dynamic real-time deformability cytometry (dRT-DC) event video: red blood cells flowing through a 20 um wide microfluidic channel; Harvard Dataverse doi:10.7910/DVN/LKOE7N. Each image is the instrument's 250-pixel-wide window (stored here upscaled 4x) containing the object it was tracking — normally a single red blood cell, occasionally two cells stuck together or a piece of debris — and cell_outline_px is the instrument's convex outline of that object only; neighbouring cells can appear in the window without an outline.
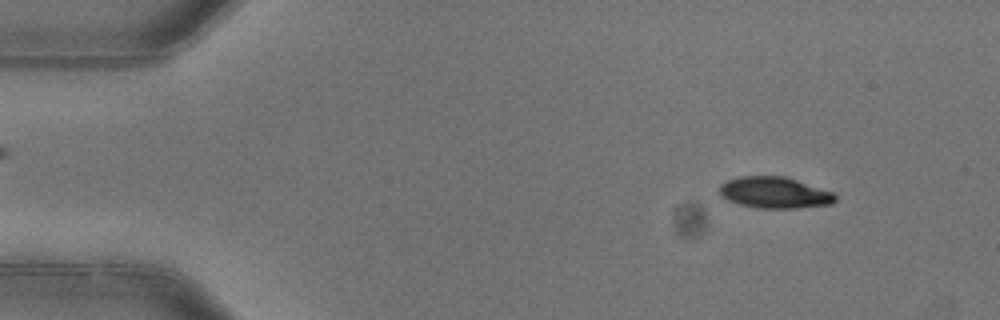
{"species": "common noctule bat (a hibernating species)", "species_latin": "Nyctalus noctula", "temperature_condition": "warm", "stored_images_in_passage": 2, "camera_frame_rate_fps": 3000, "um_per_image_px": 0.085, "animal": {"sex": "female"}, "frame": {"image": 1, "passage_image": 2, "time_ms": 0.333, "image_size_px": [1000, 320], "cell_outline_px": [[836, 200], [832, 204], [796, 208], [756, 208], [740, 204], [728, 200], [720, 196], [716, 192], [720, 184], [728, 180], [740, 176], [784, 176], [832, 192], [836, 196]], "centroid_in_image_um": [65.78, 16.38], "position_along_channel_um": 19.2, "area_um2": 21.15}}